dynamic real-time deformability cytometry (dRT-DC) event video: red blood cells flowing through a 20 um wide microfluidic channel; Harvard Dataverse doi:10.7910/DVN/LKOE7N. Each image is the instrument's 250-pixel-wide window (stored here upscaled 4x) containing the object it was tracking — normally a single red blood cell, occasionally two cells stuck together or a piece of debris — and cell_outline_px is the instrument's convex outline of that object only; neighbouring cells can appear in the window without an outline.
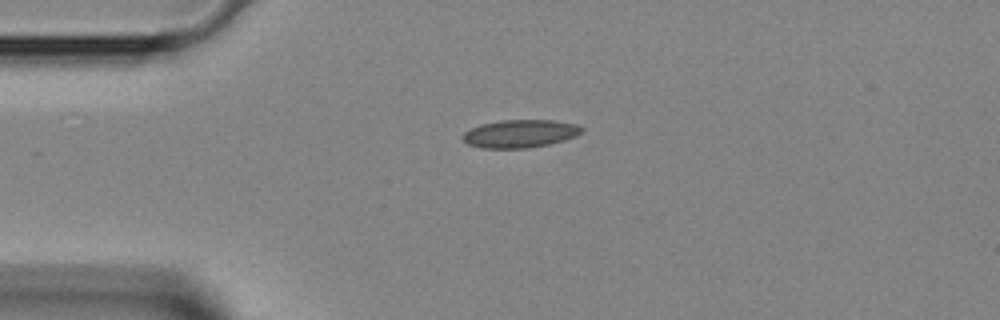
{"species": "Egyptian fruit bat (a non-hibernating species)", "species_latin": "Rousettus aegyptiacus", "temperature_condition": "room temperature", "stored_images_in_passage": 33, "camera_frame_rate_fps": 3000, "um_per_image_px": 0.085, "animal": {"sex": "female"}, "frame": {"image": 1, "passage_image": 1, "time_ms": 0.0, "image_size_px": [1000, 320], "cell_outline_px": [[584, 132], [576, 136], [564, 140], [548, 144], [524, 148], [480, 148], [468, 144], [460, 136], [464, 132], [480, 124], [500, 120], [552, 120], [576, 124], [584, 128]], "centroid_in_image_um": [44.2, 11.35], "position_along_channel_um": 40.8, "area_um2": 19.42}}
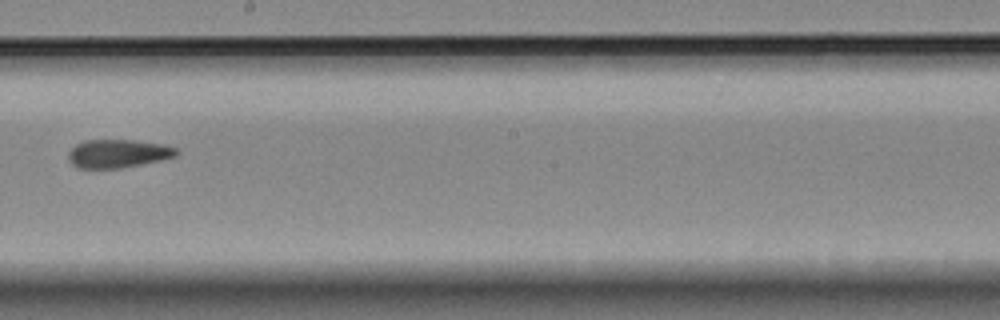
{"frame": {"image": 2, "passage_image": 15, "time_ms": 4.667, "image_size_px": [1000, 320], "cell_outline_px": [[180, 152], [176, 156], [160, 160], [120, 168], [76, 168], [68, 160], [68, 152], [76, 144], [84, 140], [132, 140], [164, 144], [176, 148]], "centroid_in_image_um": [10.01, 13.05], "position_along_channel_um": 238.2, "area_um2": 17.86}}
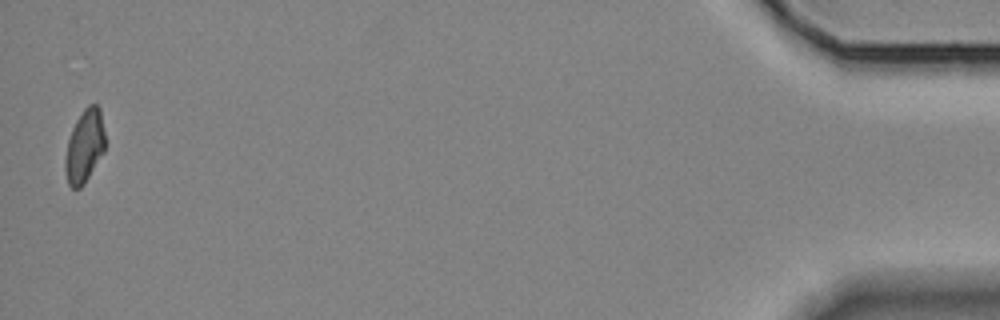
{"frame": {"image": 3, "passage_image": 33, "time_ms": 10.667, "image_size_px": [1000, 320], "cell_outline_px": [[104, 152], [84, 184], [80, 188], [72, 188], [68, 184], [64, 168], [64, 160], [68, 140], [72, 128], [76, 120], [84, 108], [88, 104], [96, 104], [100, 108], [104, 132]], "centroid_in_image_um": [7.17, 12.43], "position_along_channel_um": 428.0, "area_um2": 16.99}}